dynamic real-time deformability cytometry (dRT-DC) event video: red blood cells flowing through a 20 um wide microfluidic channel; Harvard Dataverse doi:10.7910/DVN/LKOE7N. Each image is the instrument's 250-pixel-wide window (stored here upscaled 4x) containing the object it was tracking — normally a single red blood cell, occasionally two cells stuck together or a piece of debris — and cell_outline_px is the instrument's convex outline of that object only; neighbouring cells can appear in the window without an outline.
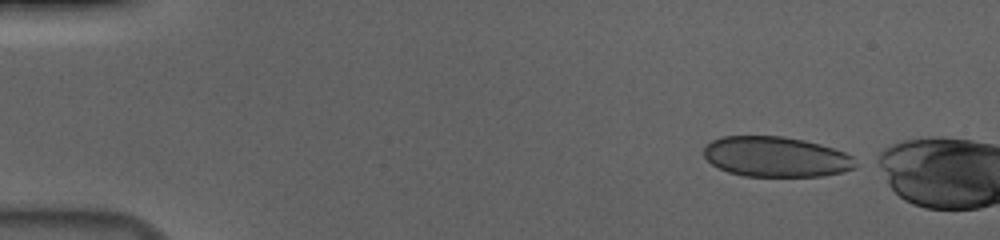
{"species": "human", "species_latin": "Homo sapiens", "temperature_condition": "cold", "stored_images_in_passage": 7, "camera_frame_rate_fps": 3000, "um_per_image_px": 0.085, "donor": {"sex": "male"}, "frame": {"image": 1, "passage_image": 1, "time_ms": 0.0, "image_size_px": [1000, 240], "cell_outline_px": [[856, 168], [824, 176], [744, 176], [728, 172], [712, 164], [704, 156], [704, 148], [712, 140], [724, 136], [784, 136], [804, 140], [820, 144], [844, 152], [852, 156]], "centroid_in_image_um": [65.95, 13.32], "position_along_channel_um": 19.1, "area_um2": 35.43}}